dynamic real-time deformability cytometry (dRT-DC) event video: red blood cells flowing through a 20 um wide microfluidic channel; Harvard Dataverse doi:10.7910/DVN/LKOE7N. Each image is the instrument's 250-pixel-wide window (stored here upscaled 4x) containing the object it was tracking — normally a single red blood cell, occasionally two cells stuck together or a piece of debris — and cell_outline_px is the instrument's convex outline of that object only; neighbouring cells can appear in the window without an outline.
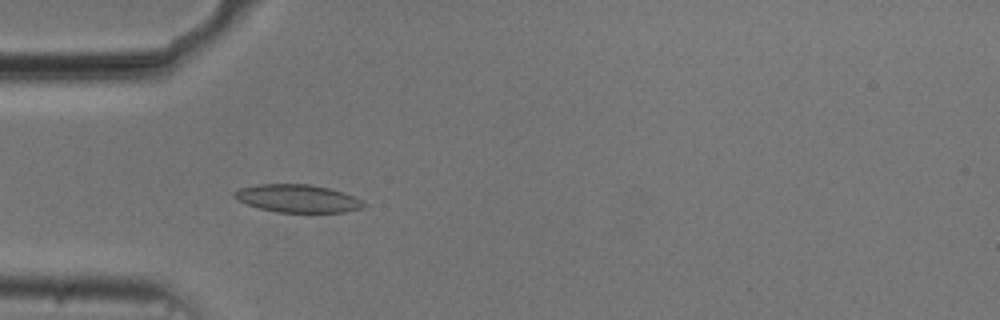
{"species": "common noctule bat (a hibernating species)", "species_latin": "Nyctalus noctula", "temperature_condition": "cold", "stored_images_in_passage": 54, "camera_frame_rate_fps": 3000, "um_per_image_px": 0.085, "animal": {"sex": "male", "body_mass_g": 20.5, "forearm_length_mm": 52.5}, "frame": {"image": 1, "passage_image": 16, "time_ms": 5.0, "image_size_px": [1000, 320], "cell_outline_px": [[364, 208], [344, 212], [276, 212], [260, 208], [236, 200], [232, 196], [232, 192], [240, 188], [256, 184], [312, 184], [328, 188], [352, 196], [360, 200], [364, 204]], "centroid_in_image_um": [25.23, 16.86], "position_along_channel_um": 59.8, "area_um2": 20.87}}
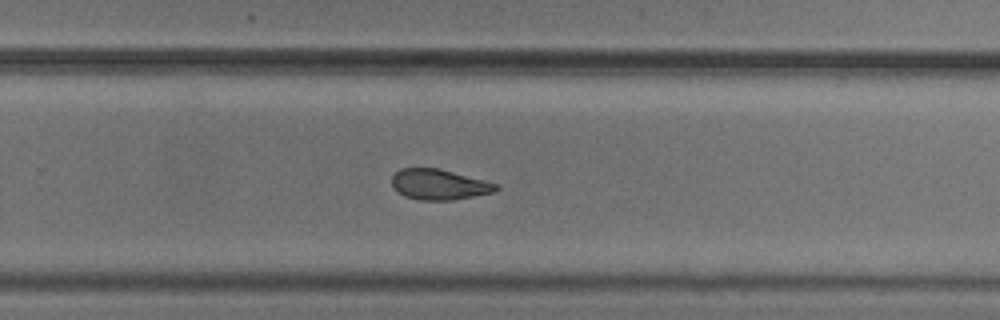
{"frame": {"image": 2, "passage_image": 35, "time_ms": 11.333, "image_size_px": [1000, 320], "cell_outline_px": [[500, 188], [492, 192], [452, 200], [420, 200], [404, 196], [392, 188], [392, 176], [400, 168], [440, 168], [500, 184]], "centroid_in_image_um": [37.31, 15.67], "position_along_channel_um": 292.5, "area_um2": 18.61}}
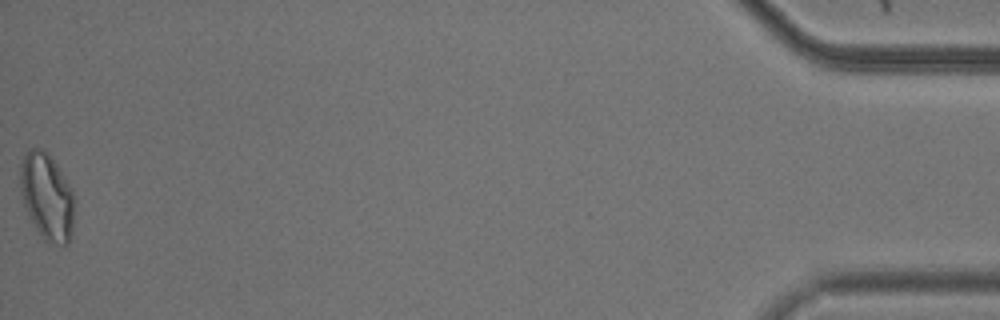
{"frame": {"image": 3, "passage_image": 54, "time_ms": 17.667, "image_size_px": [1000, 320], "cell_outline_px": [[76, 196], [72, 232], [68, 244], [48, 244], [44, 240], [36, 228], [24, 204], [20, 192], [20, 164], [28, 148], [44, 148], [48, 152], [72, 188]], "centroid_in_image_um": [4.02, 16.7], "position_along_channel_um": 431.2, "area_um2": 27.8}, "authors_computed_cell_mechanics": {"area_um2": 20.4034, "velocity_mm_per_s": 3.7147, "shape_relaxation_time_tau1_ms": null, "shape_relaxation_time_tau2_ms": 2.1447, "deformation_change_tau1": null, "deformation_change_tau2": 0.0718}}